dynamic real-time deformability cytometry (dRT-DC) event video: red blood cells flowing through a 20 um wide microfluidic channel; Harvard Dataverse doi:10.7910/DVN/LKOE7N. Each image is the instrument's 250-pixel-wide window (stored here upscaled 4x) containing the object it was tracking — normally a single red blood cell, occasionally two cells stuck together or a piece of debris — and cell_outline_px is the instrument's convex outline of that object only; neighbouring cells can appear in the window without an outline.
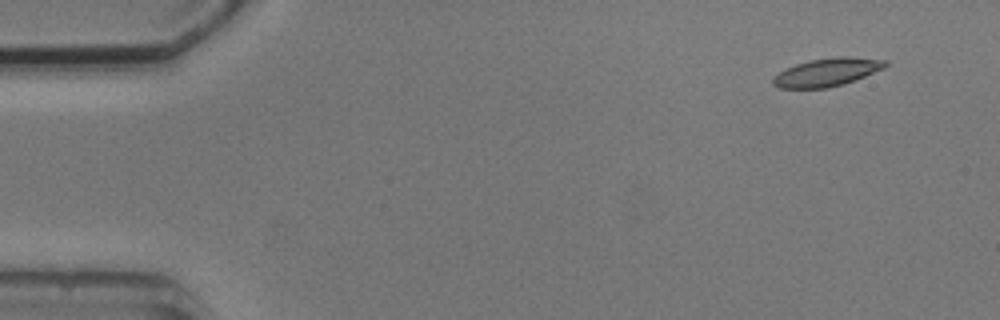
{"species": "common noctule bat (a hibernating species)", "species_latin": "Nyctalus noctula", "temperature_condition": "cold", "stored_images_in_passage": 4, "camera_frame_rate_fps": 3000, "um_per_image_px": 0.085, "animal": {"sex": "male", "body_mass_g": 20.5, "forearm_length_mm": 52.5}, "frame": {"image": 1, "passage_image": 1, "time_ms": 0.0, "image_size_px": [1000, 320], "cell_outline_px": [[888, 64], [884, 68], [844, 84], [828, 88], [780, 88], [772, 84], [772, 80], [780, 72], [796, 64], [808, 60], [836, 56], [848, 56], [888, 60]], "centroid_in_image_um": [70.33, 6.13], "position_along_channel_um": 14.7, "area_um2": 18.32}}
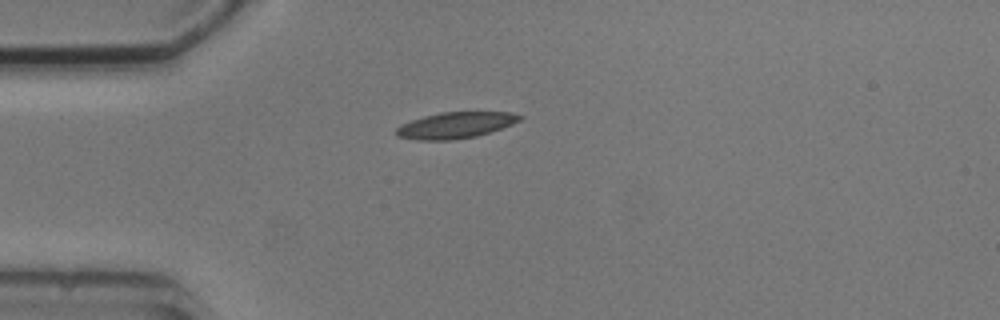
{"frame": {"image": 2, "passage_image": 4, "time_ms": 3.333, "image_size_px": [1000, 320], "cell_outline_px": [[524, 116], [520, 120], [512, 124], [476, 136], [452, 140], [416, 140], [396, 136], [396, 128], [400, 124], [424, 116], [440, 112], [508, 112]], "centroid_in_image_um": [38.67, 10.64], "position_along_channel_um": 46.3, "area_um2": 18.73}}